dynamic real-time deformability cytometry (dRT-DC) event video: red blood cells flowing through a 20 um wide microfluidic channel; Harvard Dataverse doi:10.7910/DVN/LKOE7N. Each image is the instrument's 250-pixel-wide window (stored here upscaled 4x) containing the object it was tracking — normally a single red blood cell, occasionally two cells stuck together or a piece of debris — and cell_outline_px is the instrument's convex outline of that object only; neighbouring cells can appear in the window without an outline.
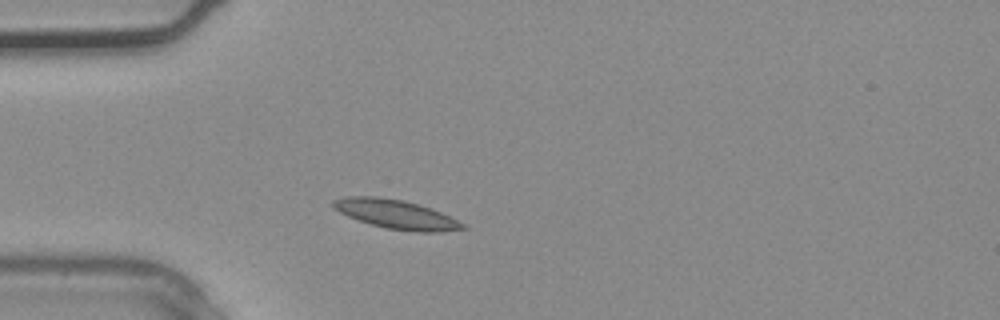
{"species": "common noctule bat (a hibernating species)", "species_latin": "Nyctalus noctula", "temperature_condition": "warm", "stored_images_in_passage": 3, "camera_frame_rate_fps": 3000, "um_per_image_px": 0.085, "animal": {"sex": "male", "body_mass_g": 20.4}, "frame": {"image": 1, "passage_image": 2, "time_ms": 0.333, "image_size_px": [1000, 320], "cell_outline_px": [[468, 228], [436, 232], [416, 232], [388, 228], [372, 224], [348, 216], [332, 208], [332, 200], [344, 196], [376, 196], [404, 200], [432, 208], [464, 224]], "centroid_in_image_um": [33.63, 18.2], "position_along_channel_um": 51.4, "area_um2": 21.73}}